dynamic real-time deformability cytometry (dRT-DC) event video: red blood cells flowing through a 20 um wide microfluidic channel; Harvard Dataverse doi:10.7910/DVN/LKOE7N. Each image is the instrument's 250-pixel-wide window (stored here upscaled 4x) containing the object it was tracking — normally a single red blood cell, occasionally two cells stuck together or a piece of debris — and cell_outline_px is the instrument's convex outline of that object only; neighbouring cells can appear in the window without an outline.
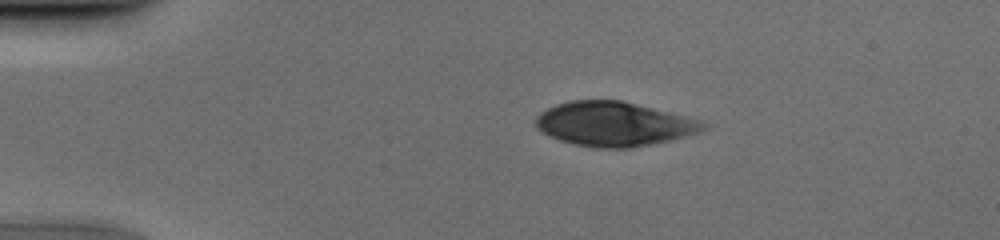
{"species": "human", "species_latin": "Homo sapiens", "temperature_condition": "cold", "stored_images_in_passage": 42, "camera_frame_rate_fps": 3000, "um_per_image_px": 0.085, "donor": {"sex": "male"}, "frame": {"image": 1, "passage_image": 1, "time_ms": 0.0, "image_size_px": [1000, 240], "cell_outline_px": [[708, 128], [700, 132], [652, 144], [628, 148], [596, 148], [576, 144], [560, 140], [548, 136], [536, 128], [536, 116], [540, 112], [556, 104], [568, 100], [620, 100], [700, 120], [708, 124]], "centroid_in_image_um": [52.15, 10.54], "position_along_channel_um": 32.8, "area_um2": 43.0}}
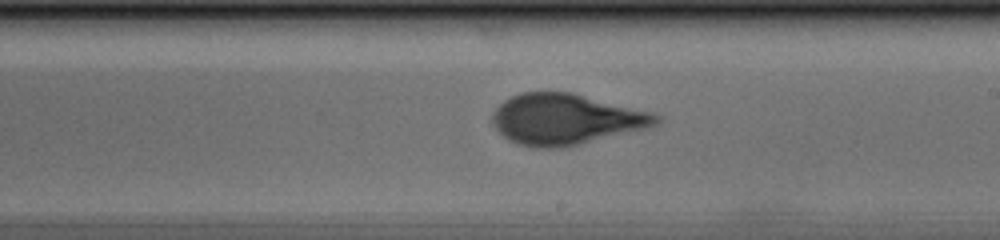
{"frame": {"image": 2, "passage_image": 21, "time_ms": 6.667, "image_size_px": [1000, 240], "cell_outline_px": [[660, 120], [656, 124], [644, 128], [580, 144], [560, 148], [532, 148], [516, 144], [508, 140], [492, 124], [492, 112], [504, 100], [520, 92], [572, 92], [652, 112], [660, 116]], "centroid_in_image_um": [48.04, 10.13], "position_along_channel_um": 241.0, "area_um2": 48.32}}
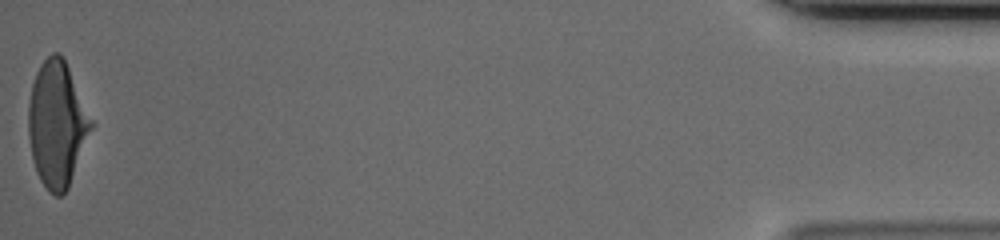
{"frame": {"image": 3, "passage_image": 42, "time_ms": 13.667, "image_size_px": [1000, 240], "cell_outline_px": [[92, 128], [68, 188], [60, 196], [56, 196], [48, 192], [40, 180], [36, 172], [32, 156], [28, 136], [28, 104], [32, 84], [36, 72], [40, 64], [52, 52], [60, 52], [64, 56], [92, 120]], "centroid_in_image_um": [4.82, 10.53], "position_along_channel_um": 430.4, "area_um2": 45.84}}